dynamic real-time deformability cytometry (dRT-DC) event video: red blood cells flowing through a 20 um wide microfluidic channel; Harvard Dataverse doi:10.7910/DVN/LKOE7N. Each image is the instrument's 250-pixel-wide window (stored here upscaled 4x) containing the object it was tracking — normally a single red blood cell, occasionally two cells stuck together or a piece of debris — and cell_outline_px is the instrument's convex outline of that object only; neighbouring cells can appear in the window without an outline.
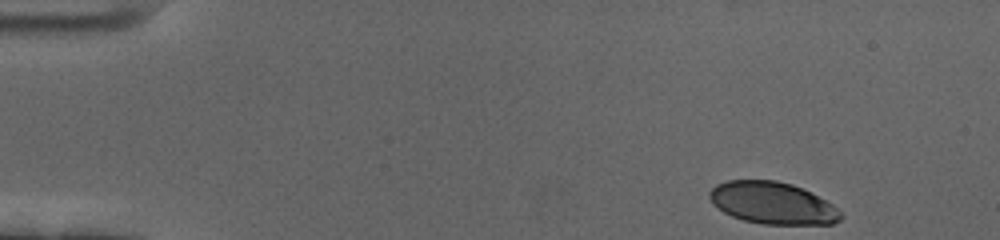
{"species": "human", "species_latin": "Homo sapiens", "temperature_condition": "cold", "stored_images_in_passage": 54, "camera_frame_rate_fps": 3000, "um_per_image_px": 0.085, "donor": {"sex": "female"}, "frame": {"image": 1, "passage_image": 1, "time_ms": 0.0, "image_size_px": [1000, 240], "cell_outline_px": [[844, 216], [840, 220], [832, 224], [764, 224], [744, 220], [732, 216], [724, 212], [712, 204], [708, 196], [708, 192], [716, 184], [728, 180], [776, 180], [792, 184], [832, 204]], "centroid_in_image_um": [65.62, 17.26], "position_along_channel_um": 19.4, "area_um2": 31.96}}
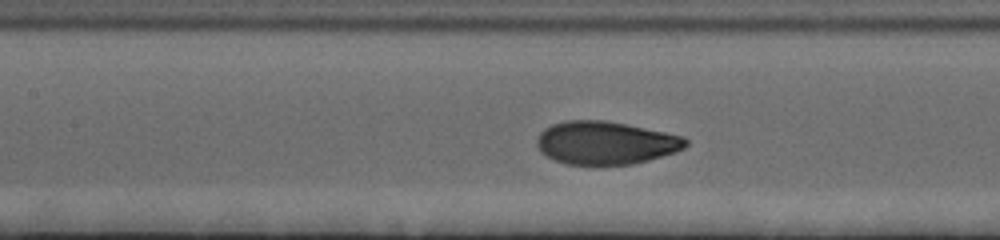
{"frame": {"image": 2, "passage_image": 22, "time_ms": 7.0, "image_size_px": [1000, 240], "cell_outline_px": [[688, 144], [684, 148], [676, 152], [648, 160], [632, 164], [568, 164], [556, 160], [540, 152], [536, 144], [536, 140], [540, 132], [544, 128], [552, 124], [564, 120], [604, 120], [684, 136], [688, 140]], "centroid_in_image_um": [51.46, 12.13], "position_along_channel_um": 155.9, "area_um2": 37.17}}
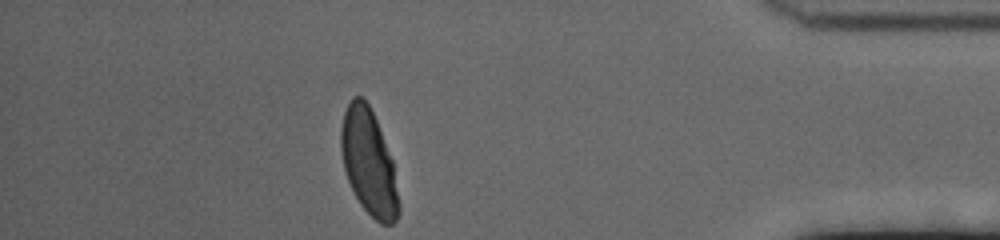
{"frame": {"image": 3, "passage_image": 47, "time_ms": 15.333, "image_size_px": [1000, 240], "cell_outline_px": [[400, 212], [396, 220], [392, 224], [380, 224], [360, 204], [348, 180], [344, 168], [340, 148], [340, 128], [344, 112], [352, 96], [360, 96], [368, 104], [376, 120], [392, 160], [400, 204]], "centroid_in_image_um": [31.34, 13.81], "position_along_channel_um": 403.9, "area_um2": 35.26}, "authors_computed_cell_mechanics": {"area_um2": 36.5007, "velocity_mm_per_s": 3.4398, "shape_relaxation_time_tau1_ms": 3.8907, "shape_relaxation_time_tau2_ms": null, "deformation_change_tau1": 0.1772, "deformation_change_tau2": null}}